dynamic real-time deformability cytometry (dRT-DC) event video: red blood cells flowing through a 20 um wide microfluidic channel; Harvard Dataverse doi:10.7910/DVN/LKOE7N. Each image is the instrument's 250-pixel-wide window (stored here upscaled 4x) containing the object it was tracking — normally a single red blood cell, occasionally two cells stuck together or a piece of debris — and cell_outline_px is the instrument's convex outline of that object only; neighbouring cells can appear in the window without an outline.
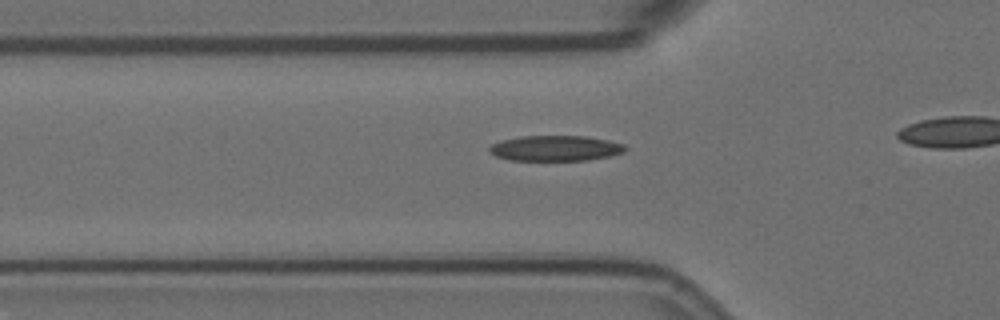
{"species": "Egyptian fruit bat (a non-hibernating species)", "species_latin": "Rousettus aegyptiacus", "temperature_condition": "room temperature", "stored_images_in_passage": 10, "camera_frame_rate_fps": 3000, "um_per_image_px": 0.085, "animal": {"sex": "female"}, "frame": {"image": 1, "passage_image": 4, "time_ms": 1.0, "image_size_px": [1000, 320], "cell_outline_px": [[628, 148], [624, 152], [608, 156], [588, 160], [508, 160], [496, 156], [488, 152], [488, 148], [492, 144], [500, 140], [520, 136], [584, 136], [608, 140], [624, 144]], "centroid_in_image_um": [47.18, 12.6], "position_along_channel_um": 78.6, "area_um2": 20.23}}
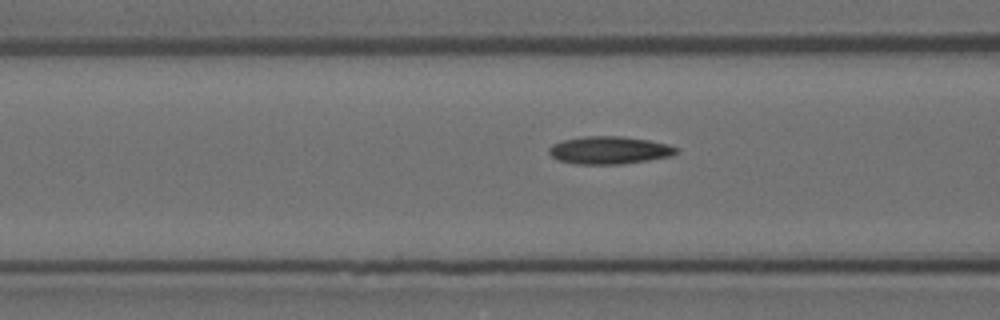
{"frame": {"image": 2, "passage_image": 7, "time_ms": 2.0, "image_size_px": [1000, 320], "cell_outline_px": [[680, 152], [672, 156], [648, 160], [620, 164], [576, 164], [556, 160], [548, 152], [548, 148], [552, 144], [564, 140], [584, 136], [620, 136], [648, 140], [668, 144], [676, 148]], "centroid_in_image_um": [51.78, 12.77], "position_along_channel_um": 114.8, "area_um2": 20.58}}